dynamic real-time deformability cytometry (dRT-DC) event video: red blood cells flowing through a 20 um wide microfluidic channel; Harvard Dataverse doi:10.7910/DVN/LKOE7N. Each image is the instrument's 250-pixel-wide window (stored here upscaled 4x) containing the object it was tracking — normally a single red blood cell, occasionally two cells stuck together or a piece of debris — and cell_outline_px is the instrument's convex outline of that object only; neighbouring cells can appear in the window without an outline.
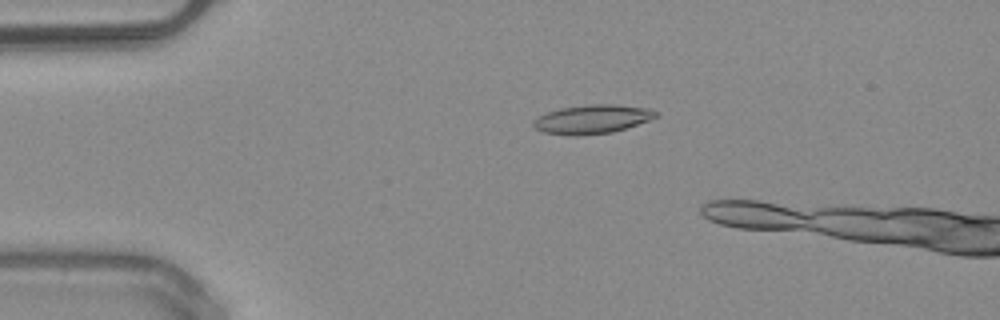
{"species": "common noctule bat (a hibernating species)", "species_latin": "Nyctalus noctula", "temperature_condition": "warm", "stored_images_in_passage": 15, "camera_frame_rate_fps": 3000, "um_per_image_px": 0.085, "animal": {"sex": "male", "body_mass_g": 20.4}, "frame": {"image": 1, "passage_image": 11, "time_ms": 3.333, "image_size_px": [1000, 320], "cell_outline_px": [[660, 116], [612, 132], [580, 136], [568, 136], [544, 132], [536, 128], [532, 124], [532, 120], [548, 112], [560, 108], [588, 104], [616, 104], [648, 108], [660, 112]], "centroid_in_image_um": [50.35, 10.13], "position_along_channel_um": 34.7, "area_um2": 20.69}}